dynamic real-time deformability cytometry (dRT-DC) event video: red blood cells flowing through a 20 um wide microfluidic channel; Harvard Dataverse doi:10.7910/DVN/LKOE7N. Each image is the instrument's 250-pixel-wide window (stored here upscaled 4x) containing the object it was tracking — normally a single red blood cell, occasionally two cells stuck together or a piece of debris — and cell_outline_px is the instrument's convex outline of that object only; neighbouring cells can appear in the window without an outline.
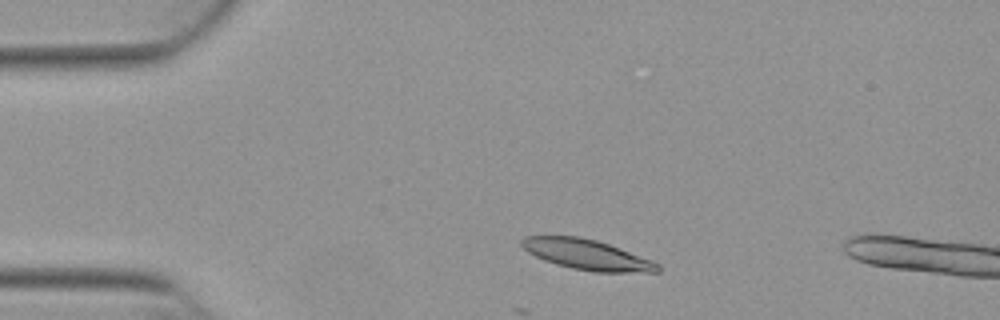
{"species": "Egyptian fruit bat (a non-hibernating species)", "species_latin": "Rousettus aegyptiacus", "temperature_condition": "warm", "stored_images_in_passage": 8, "camera_frame_rate_fps": 3000, "um_per_image_px": 0.085, "animal": {"sex": "female"}, "frame": {"image": 1, "passage_image": 5, "time_ms": 1.333, "image_size_px": [1000, 320], "cell_outline_px": [[660, 272], [596, 272], [572, 268], [556, 264], [544, 260], [528, 252], [520, 244], [520, 240], [524, 236], [580, 236], [596, 240], [608, 244], [652, 260], [660, 264]], "centroid_in_image_um": [49.89, 21.64], "position_along_channel_um": 35.1, "area_um2": 23.87}}